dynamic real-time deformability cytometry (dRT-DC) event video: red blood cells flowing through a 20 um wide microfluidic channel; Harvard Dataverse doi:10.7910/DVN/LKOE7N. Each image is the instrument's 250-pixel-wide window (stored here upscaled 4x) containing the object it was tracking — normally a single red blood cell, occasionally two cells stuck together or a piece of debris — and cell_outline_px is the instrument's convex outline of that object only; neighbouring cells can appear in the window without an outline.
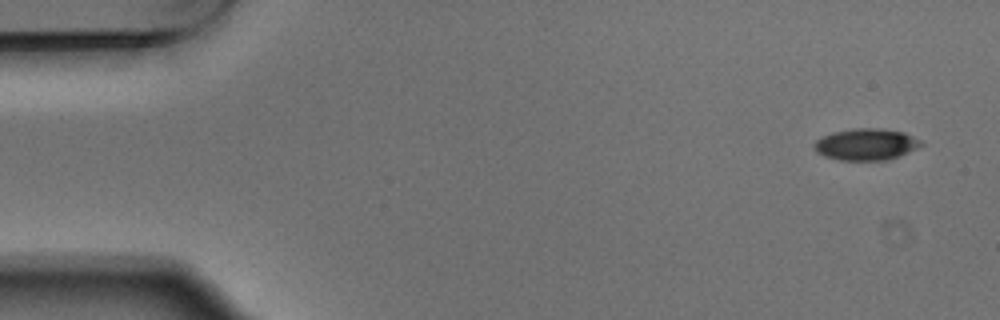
{"species": "Egyptian fruit bat (a non-hibernating species)", "species_latin": "Rousettus aegyptiacus", "temperature_condition": "warm", "stored_images_in_passage": 6, "camera_frame_rate_fps": 3000, "um_per_image_px": 0.085, "animal": {"sex": "male"}, "frame": {"image": 1, "passage_image": 1, "time_ms": 0.0, "image_size_px": [1000, 320], "cell_outline_px": [[924, 144], [900, 156], [888, 160], [840, 160], [824, 156], [816, 152], [812, 144], [820, 136], [832, 132], [856, 128], [876, 128], [904, 132], [920, 140]], "centroid_in_image_um": [73.58, 12.27], "position_along_channel_um": 11.4, "area_um2": 19.77}}
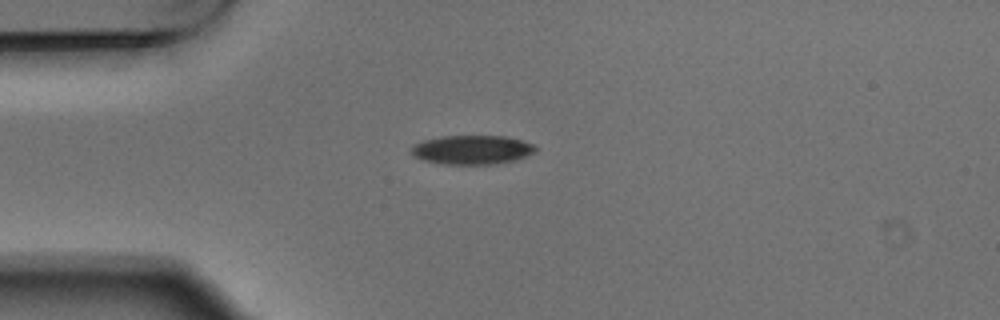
{"frame": {"image": 2, "passage_image": 4, "time_ms": 1.0, "image_size_px": [1000, 320], "cell_outline_px": [[536, 148], [532, 152], [524, 156], [512, 160], [492, 164], [440, 164], [424, 160], [416, 156], [412, 152], [412, 148], [416, 144], [424, 140], [440, 136], [508, 136], [524, 140], [536, 144]], "centroid_in_image_um": [40.15, 12.71], "position_along_channel_um": 44.9, "area_um2": 20.81}}
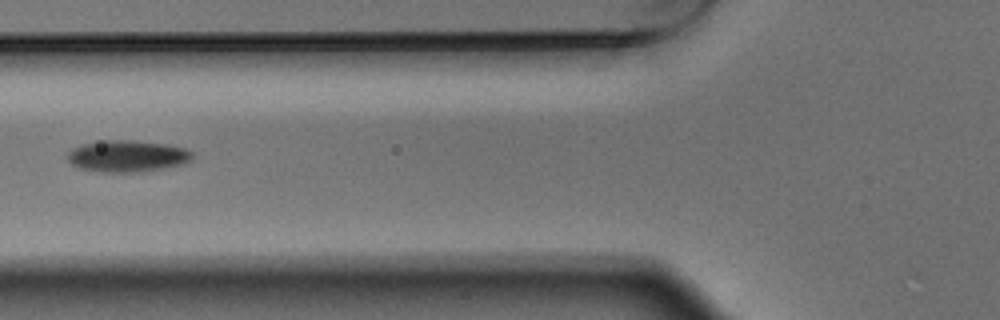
{"frame": {"image": 3, "passage_image": 6, "time_ms": 1.667, "image_size_px": [1000, 320], "cell_outline_px": [[192, 156], [184, 164], [140, 172], [100, 172], [80, 168], [72, 164], [68, 160], [68, 152], [72, 148], [84, 144], [108, 140], [132, 140], [168, 144], [184, 148], [192, 152]], "centroid_in_image_um": [10.81, 13.27], "position_along_channel_um": 115.0, "area_um2": 22.83}}